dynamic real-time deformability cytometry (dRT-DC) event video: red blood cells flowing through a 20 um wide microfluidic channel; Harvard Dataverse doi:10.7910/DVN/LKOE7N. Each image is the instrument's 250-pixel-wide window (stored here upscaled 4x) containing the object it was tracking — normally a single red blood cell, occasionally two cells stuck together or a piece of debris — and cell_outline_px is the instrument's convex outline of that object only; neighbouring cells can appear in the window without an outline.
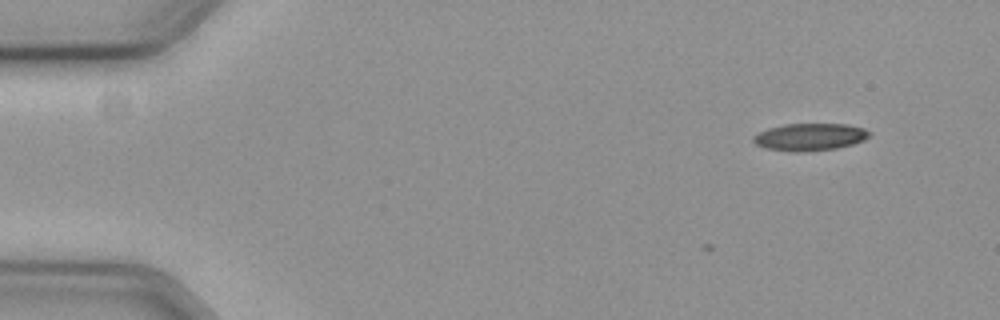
{"species": "common noctule bat (a hibernating species)", "species_latin": "Nyctalus noctula", "temperature_condition": "cold", "stored_images_in_passage": 7, "camera_frame_rate_fps": 3000, "um_per_image_px": 0.085, "animal": {"sex": "female", "body_mass_g": 19.3, "forearm_length_mm": 54.1}, "frame": {"image": 1, "passage_image": 7, "time_ms": 2.0, "image_size_px": [1000, 320], "cell_outline_px": [[872, 132], [864, 140], [852, 144], [836, 148], [808, 152], [792, 152], [764, 148], [756, 144], [752, 140], [752, 136], [768, 128], [784, 124], [844, 124], [864, 128]], "centroid_in_image_um": [68.81, 11.65], "position_along_channel_um": 16.2, "area_um2": 18.55}}